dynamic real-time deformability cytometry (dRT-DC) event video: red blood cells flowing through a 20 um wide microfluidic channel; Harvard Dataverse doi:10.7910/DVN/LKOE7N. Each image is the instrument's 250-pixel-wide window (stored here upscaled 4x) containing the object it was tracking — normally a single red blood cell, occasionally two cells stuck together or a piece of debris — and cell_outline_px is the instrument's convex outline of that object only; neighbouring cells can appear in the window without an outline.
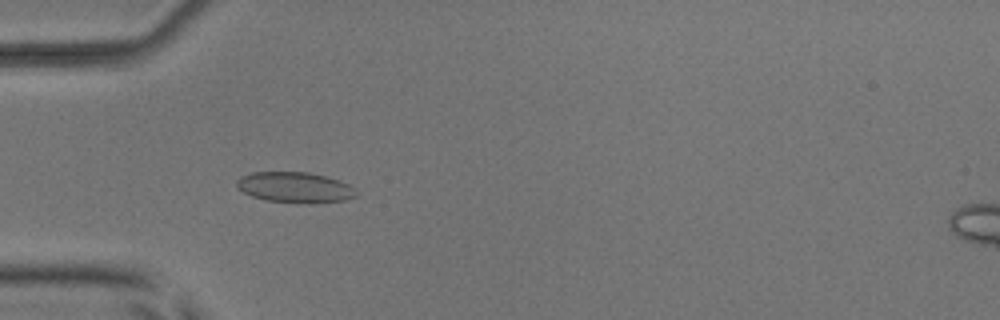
{"species": "common noctule bat (a hibernating species)", "species_latin": "Nyctalus noctula", "temperature_condition": "room temperature", "stored_images_in_passage": 53, "camera_frame_rate_fps": 3000, "um_per_image_px": 0.085, "animal": {"sex": "male", "body_mass_g": 17.9, "forearm_length_mm": 54.2}, "frame": {"image": 1, "passage_image": 17, "time_ms": 5.333, "image_size_px": [1000, 320], "cell_outline_px": [[356, 196], [344, 200], [308, 204], [264, 200], [252, 196], [236, 188], [236, 180], [240, 176], [252, 172], [308, 172], [324, 176], [348, 184], [356, 188]], "centroid_in_image_um": [25.03, 15.93], "position_along_channel_um": 60.0, "area_um2": 21.39}}
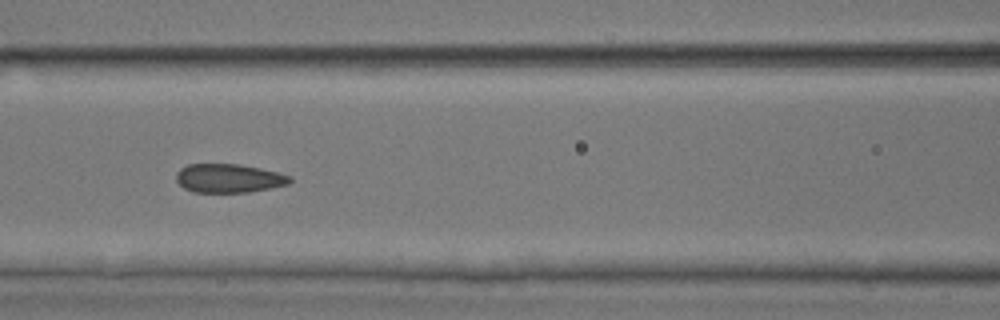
{"frame": {"image": 2, "passage_image": 24, "time_ms": 7.667, "image_size_px": [1000, 320], "cell_outline_px": [[292, 180], [288, 184], [248, 192], [192, 192], [184, 188], [176, 180], [176, 172], [180, 168], [188, 164], [240, 164], [260, 168], [292, 176]], "centroid_in_image_um": [19.42, 15.14], "position_along_channel_um": 147.2, "area_um2": 19.02}}
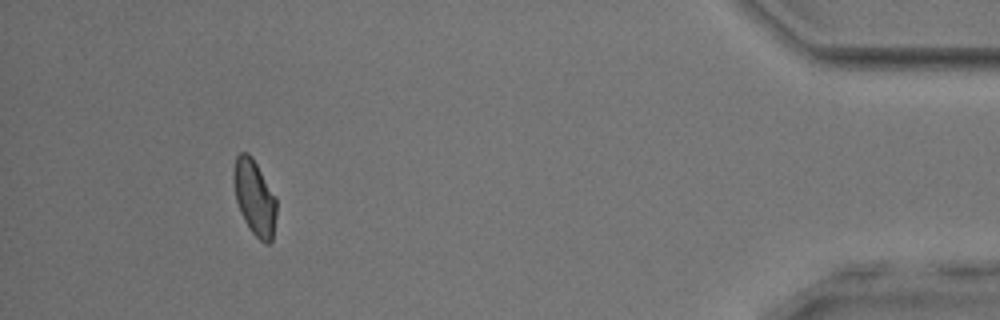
{"frame": {"image": 3, "passage_image": 49, "time_ms": 16.0, "image_size_px": [1000, 320], "cell_outline_px": [[276, 216], [272, 240], [268, 244], [264, 244], [252, 232], [244, 220], [240, 212], [236, 200], [232, 176], [232, 172], [236, 156], [240, 152], [248, 152], [252, 156], [276, 196]], "centroid_in_image_um": [21.63, 16.77], "position_along_channel_um": 413.6, "area_um2": 19.02}, "authors_computed_cell_mechanics": {"area_um2": 19.7098, "velocity_mm_per_s": 3.9277, "shape_relaxation_time_tau1_ms": 6.4204, "shape_relaxation_time_tau2_ms": 1.2904, "deformation_change_tau1": 0.1162, "deformation_change_tau2": 0.0477}}